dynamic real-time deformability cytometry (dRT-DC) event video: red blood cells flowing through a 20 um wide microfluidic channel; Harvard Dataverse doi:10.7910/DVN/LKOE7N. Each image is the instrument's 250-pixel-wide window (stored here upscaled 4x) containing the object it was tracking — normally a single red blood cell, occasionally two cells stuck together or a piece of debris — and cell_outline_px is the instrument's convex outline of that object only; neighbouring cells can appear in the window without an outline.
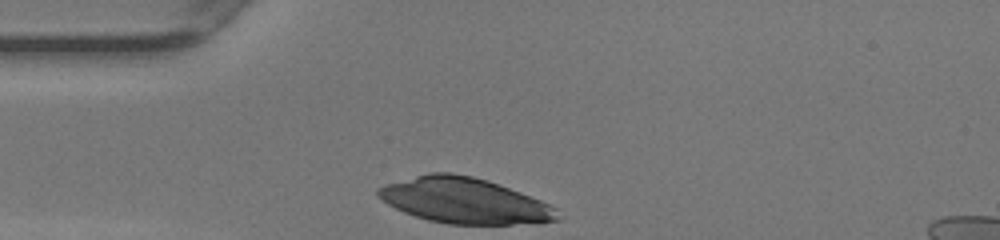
{"species": "human", "species_latin": "Homo sapiens", "temperature_condition": "warm", "stored_images_in_passage": 26, "camera_frame_rate_fps": 3000, "um_per_image_px": 0.085, "donor": {"sex": "female"}, "frame": {"image": 1, "passage_image": 1, "time_ms": 0.0, "image_size_px": [1000, 240], "cell_outline_px": [[560, 220], [540, 224], [448, 224], [428, 220], [404, 212], [388, 204], [376, 196], [376, 188], [384, 184], [428, 172], [448, 172], [472, 176], [488, 180], [540, 200], [556, 208]], "centroid_in_image_um": [39.46, 17.06], "position_along_channel_um": 45.5, "area_um2": 47.8}}
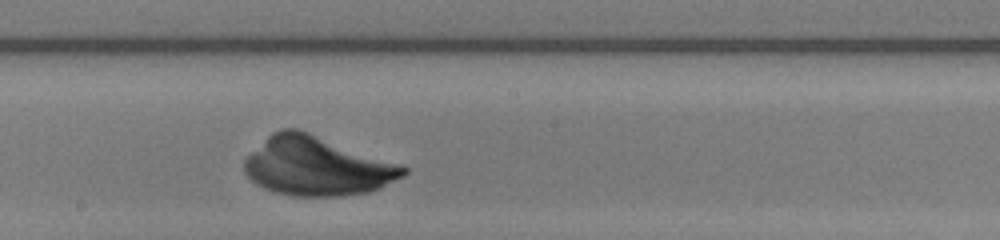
{"frame": {"image": 2, "passage_image": 15, "time_ms": 4.667, "image_size_px": [1000, 240], "cell_outline_px": [[408, 172], [404, 176], [380, 188], [368, 192], [340, 196], [292, 196], [276, 192], [264, 188], [256, 184], [244, 172], [244, 160], [272, 132], [280, 128], [296, 128], [308, 132], [400, 164], [408, 168]], "centroid_in_image_um": [26.94, 14.13], "position_along_channel_um": 221.3, "area_um2": 54.27}}
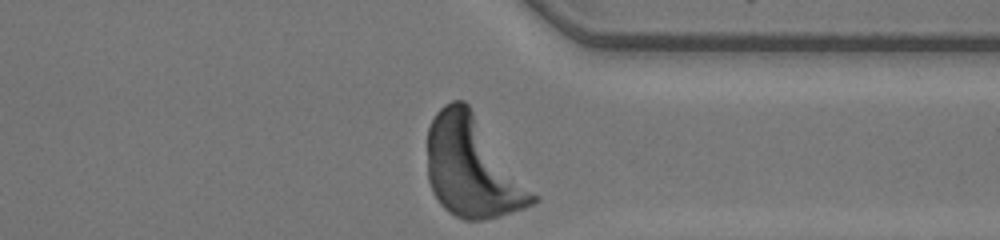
{"frame": {"image": 3, "passage_image": 26, "time_ms": 8.333, "image_size_px": [1000, 240], "cell_outline_px": [[540, 200], [524, 208], [484, 220], [464, 220], [448, 212], [440, 204], [432, 192], [428, 180], [428, 128], [436, 112], [444, 104], [452, 100], [464, 100], [468, 104], [540, 196]], "centroid_in_image_um": [40.19, 14.23], "position_along_channel_um": 371.2, "area_um2": 62.31}}